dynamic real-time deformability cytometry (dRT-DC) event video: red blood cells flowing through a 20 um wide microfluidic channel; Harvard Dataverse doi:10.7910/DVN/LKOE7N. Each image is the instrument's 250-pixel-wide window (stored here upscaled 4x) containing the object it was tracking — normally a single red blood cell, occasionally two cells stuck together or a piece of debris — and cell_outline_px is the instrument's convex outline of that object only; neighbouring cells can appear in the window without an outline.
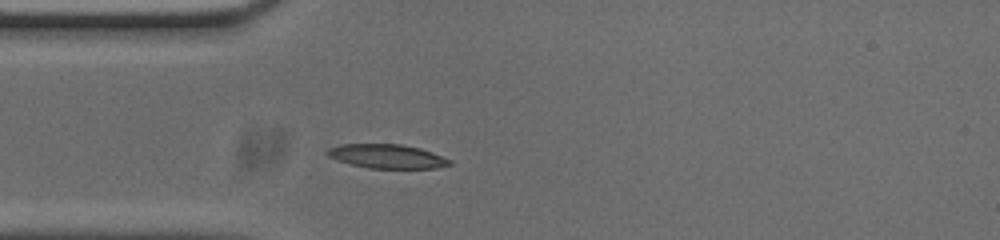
{"species": "common noctule bat (a hibernating species)", "species_latin": "Nyctalus noctula", "temperature_condition": "cold", "stored_images_in_passage": 41, "camera_frame_rate_fps": 3000, "um_per_image_px": 0.085, "animal": {"sex": "male", "body_mass_g": 20.0, "forearm_length_mm": 53.3}, "frame": {"image": 1, "passage_image": 1, "time_ms": 0.0, "image_size_px": [1000, 240], "cell_outline_px": [[452, 164], [436, 168], [368, 168], [352, 164], [328, 156], [324, 152], [328, 148], [340, 144], [400, 144], [420, 148], [452, 160]], "centroid_in_image_um": [32.89, 13.28], "position_along_channel_um": 52.1, "area_um2": 16.99}}
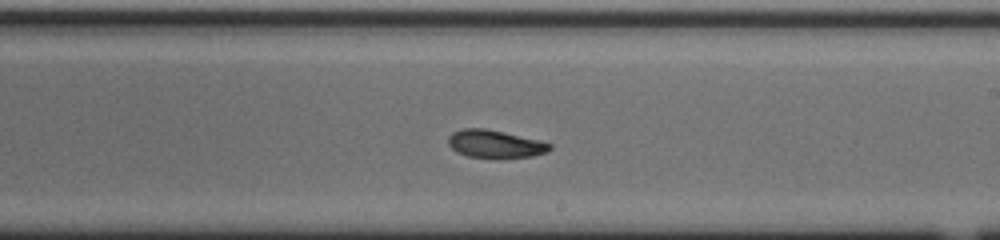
{"frame": {"image": 2, "passage_image": 17, "time_ms": 5.333, "image_size_px": [1000, 240], "cell_outline_px": [[552, 148], [544, 152], [532, 156], [496, 160], [468, 156], [456, 152], [448, 144], [448, 136], [452, 132], [464, 128], [484, 128], [504, 132], [552, 144]], "centroid_in_image_um": [42.03, 12.27], "position_along_channel_um": 247.0, "area_um2": 16.7}}
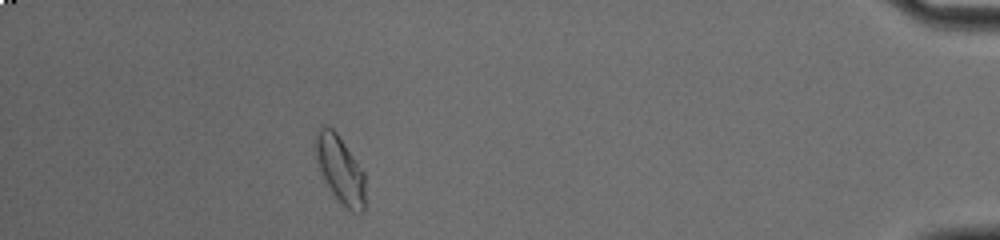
{"frame": {"image": 3, "passage_image": 35, "time_ms": 11.333, "image_size_px": [1000, 240], "cell_outline_px": [[364, 212], [352, 212], [332, 196], [320, 172], [312, 148], [312, 144], [316, 132], [324, 124], [332, 128], [336, 132], [364, 172]], "centroid_in_image_um": [28.84, 14.39], "position_along_channel_um": 406.4, "area_um2": 19.88}, "authors_computed_cell_mechanics": {"area_um2": 17.34, "velocity_mm_per_s": 3.7236, "shape_relaxation_time_tau1_ms": 2.9655, "shape_relaxation_time_tau2_ms": null, "deformation_change_tau1": 0.0972, "deformation_change_tau2": null}}